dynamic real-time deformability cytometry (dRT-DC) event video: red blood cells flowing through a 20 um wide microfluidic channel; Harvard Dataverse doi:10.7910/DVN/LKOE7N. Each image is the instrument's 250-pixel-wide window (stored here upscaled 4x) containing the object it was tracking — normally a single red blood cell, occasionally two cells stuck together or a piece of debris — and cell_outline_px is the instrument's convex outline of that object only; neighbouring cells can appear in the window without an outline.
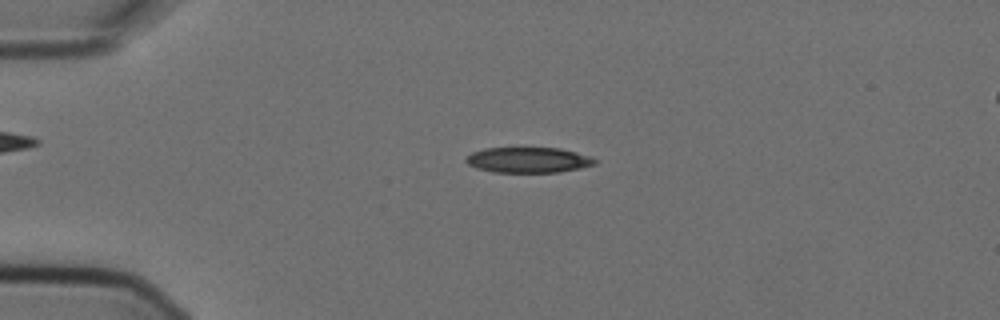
{"species": "Egyptian fruit bat (a non-hibernating species)", "species_latin": "Rousettus aegyptiacus", "temperature_condition": "cold", "stored_images_in_passage": 4, "camera_frame_rate_fps": 3000, "um_per_image_px": 0.085, "animal": {"sex": "female"}, "frame": {"image": 1, "passage_image": 3, "time_ms": 0.667, "image_size_px": [1000, 320], "cell_outline_px": [[596, 164], [580, 168], [556, 172], [492, 172], [476, 168], [468, 164], [464, 160], [472, 152], [484, 148], [560, 148], [576, 152], [588, 156], [596, 160]], "centroid_in_image_um": [44.87, 13.6], "position_along_channel_um": 40.1, "area_um2": 19.02}}